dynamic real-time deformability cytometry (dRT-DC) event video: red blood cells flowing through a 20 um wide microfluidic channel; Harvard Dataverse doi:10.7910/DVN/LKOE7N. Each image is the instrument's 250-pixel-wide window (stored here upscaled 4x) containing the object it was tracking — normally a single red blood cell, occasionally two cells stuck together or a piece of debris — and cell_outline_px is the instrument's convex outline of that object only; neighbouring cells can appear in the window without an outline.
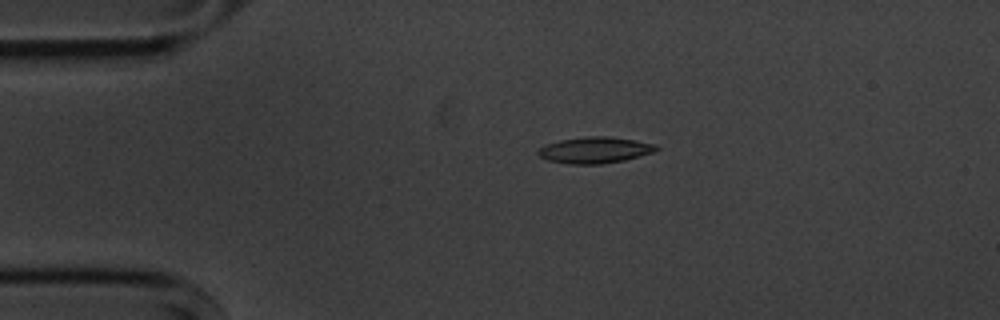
{"species": "common noctule bat (a hibernating species)", "species_latin": "Nyctalus noctula", "temperature_condition": "cold", "stored_images_in_passage": 3, "camera_frame_rate_fps": 3000, "um_per_image_px": 0.085, "animal": {"sex": "male", "body_mass_g": 20.1, "forearm_length_mm": 53.5}, "frame": {"image": 1, "passage_image": 2, "time_ms": 1.333, "image_size_px": [1000, 320], "cell_outline_px": [[660, 148], [652, 152], [624, 160], [600, 164], [568, 164], [548, 160], [540, 156], [536, 152], [544, 144], [560, 140], [584, 136], [608, 136], [656, 144]], "centroid_in_image_um": [50.52, 12.75], "position_along_channel_um": 34.5, "area_um2": 17.98}}